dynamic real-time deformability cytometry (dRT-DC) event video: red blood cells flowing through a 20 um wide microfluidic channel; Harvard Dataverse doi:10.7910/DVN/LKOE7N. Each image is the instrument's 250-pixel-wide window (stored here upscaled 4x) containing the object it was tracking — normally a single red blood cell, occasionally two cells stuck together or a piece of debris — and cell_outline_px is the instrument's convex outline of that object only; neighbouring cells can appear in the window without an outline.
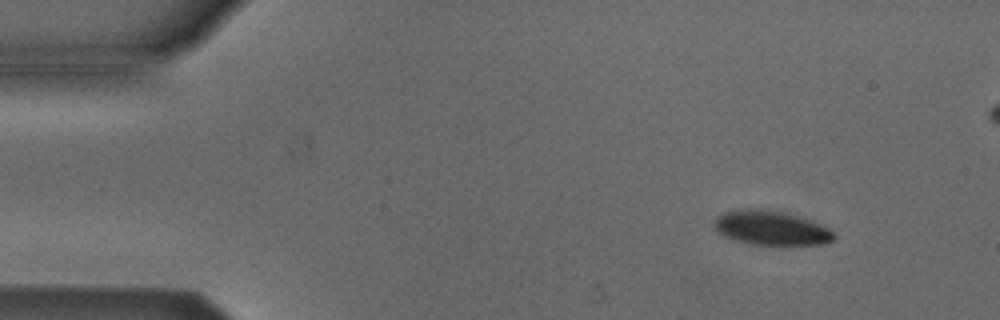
{"species": "Egyptian fruit bat (a non-hibernating species)", "species_latin": "Rousettus aegyptiacus", "temperature_condition": "cold", "stored_images_in_passage": 5, "camera_frame_rate_fps": 3000, "um_per_image_px": 0.085, "animal": {"sex": "male"}, "frame": {"image": 1, "passage_image": 2, "time_ms": 1.0, "image_size_px": [1000, 320], "cell_outline_px": [[836, 236], [832, 240], [820, 244], [784, 248], [776, 248], [748, 244], [732, 240], [716, 232], [712, 228], [716, 216], [724, 212], [744, 208], [760, 208], [780, 212], [796, 216], [820, 224], [828, 228]], "centroid_in_image_um": [65.48, 19.44], "position_along_channel_um": 19.5, "area_um2": 24.97}}